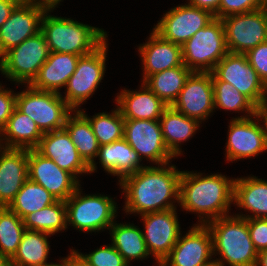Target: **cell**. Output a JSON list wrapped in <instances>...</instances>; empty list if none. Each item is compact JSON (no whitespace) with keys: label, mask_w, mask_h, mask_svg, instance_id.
Listing matches in <instances>:
<instances>
[{"label":"cell","mask_w":267,"mask_h":266,"mask_svg":"<svg viewBox=\"0 0 267 266\" xmlns=\"http://www.w3.org/2000/svg\"><path fill=\"white\" fill-rule=\"evenodd\" d=\"M182 171L170 163L149 165L123 178L118 185L124 193L126 214L144 215L177 208Z\"/></svg>","instance_id":"6da1fadb"},{"label":"cell","mask_w":267,"mask_h":266,"mask_svg":"<svg viewBox=\"0 0 267 266\" xmlns=\"http://www.w3.org/2000/svg\"><path fill=\"white\" fill-rule=\"evenodd\" d=\"M234 179L221 173L182 171L178 205L186 212L198 214L199 225L229 215L234 196Z\"/></svg>","instance_id":"7a4b0ae2"},{"label":"cell","mask_w":267,"mask_h":266,"mask_svg":"<svg viewBox=\"0 0 267 266\" xmlns=\"http://www.w3.org/2000/svg\"><path fill=\"white\" fill-rule=\"evenodd\" d=\"M51 12L53 10H46L41 21V32L50 52L85 56L108 40V34L102 28L51 15Z\"/></svg>","instance_id":"3957f363"},{"label":"cell","mask_w":267,"mask_h":266,"mask_svg":"<svg viewBox=\"0 0 267 266\" xmlns=\"http://www.w3.org/2000/svg\"><path fill=\"white\" fill-rule=\"evenodd\" d=\"M214 259L220 266H256L258 251L250 238L247 219L227 215L208 222Z\"/></svg>","instance_id":"277c9868"},{"label":"cell","mask_w":267,"mask_h":266,"mask_svg":"<svg viewBox=\"0 0 267 266\" xmlns=\"http://www.w3.org/2000/svg\"><path fill=\"white\" fill-rule=\"evenodd\" d=\"M65 203L67 227L71 225L81 232L109 230L118 215V205L113 198L96 193L83 195L81 185Z\"/></svg>","instance_id":"5b68a950"},{"label":"cell","mask_w":267,"mask_h":266,"mask_svg":"<svg viewBox=\"0 0 267 266\" xmlns=\"http://www.w3.org/2000/svg\"><path fill=\"white\" fill-rule=\"evenodd\" d=\"M181 46L187 68L192 72H212L228 53L222 20L214 18Z\"/></svg>","instance_id":"8992f818"},{"label":"cell","mask_w":267,"mask_h":266,"mask_svg":"<svg viewBox=\"0 0 267 266\" xmlns=\"http://www.w3.org/2000/svg\"><path fill=\"white\" fill-rule=\"evenodd\" d=\"M17 92L16 108L31 118L44 133L64 128L68 115L73 110L61 97V93L37 90L30 85Z\"/></svg>","instance_id":"52a82bcc"},{"label":"cell","mask_w":267,"mask_h":266,"mask_svg":"<svg viewBox=\"0 0 267 266\" xmlns=\"http://www.w3.org/2000/svg\"><path fill=\"white\" fill-rule=\"evenodd\" d=\"M50 51L42 32L28 38L3 54L0 72L16 85H29L41 66L47 61Z\"/></svg>","instance_id":"ba28073f"},{"label":"cell","mask_w":267,"mask_h":266,"mask_svg":"<svg viewBox=\"0 0 267 266\" xmlns=\"http://www.w3.org/2000/svg\"><path fill=\"white\" fill-rule=\"evenodd\" d=\"M108 41L106 40L93 53L81 56L76 70L69 78L65 96L61 97L73 111H79L81 105L92 97L103 80L106 71V58L108 56Z\"/></svg>","instance_id":"9c48e42d"},{"label":"cell","mask_w":267,"mask_h":266,"mask_svg":"<svg viewBox=\"0 0 267 266\" xmlns=\"http://www.w3.org/2000/svg\"><path fill=\"white\" fill-rule=\"evenodd\" d=\"M228 52L245 54L267 41V14L261 9L221 19Z\"/></svg>","instance_id":"30bf717a"},{"label":"cell","mask_w":267,"mask_h":266,"mask_svg":"<svg viewBox=\"0 0 267 266\" xmlns=\"http://www.w3.org/2000/svg\"><path fill=\"white\" fill-rule=\"evenodd\" d=\"M124 139L141 160L158 166L175 159L164 142L159 120H125Z\"/></svg>","instance_id":"8fae6325"},{"label":"cell","mask_w":267,"mask_h":266,"mask_svg":"<svg viewBox=\"0 0 267 266\" xmlns=\"http://www.w3.org/2000/svg\"><path fill=\"white\" fill-rule=\"evenodd\" d=\"M212 73L220 80L232 84L257 108H260L266 85L249 64L245 54L228 52Z\"/></svg>","instance_id":"7c38bea8"},{"label":"cell","mask_w":267,"mask_h":266,"mask_svg":"<svg viewBox=\"0 0 267 266\" xmlns=\"http://www.w3.org/2000/svg\"><path fill=\"white\" fill-rule=\"evenodd\" d=\"M176 210L177 208L141 215L146 247L157 266L170 254L182 232Z\"/></svg>","instance_id":"4fadbf2b"},{"label":"cell","mask_w":267,"mask_h":266,"mask_svg":"<svg viewBox=\"0 0 267 266\" xmlns=\"http://www.w3.org/2000/svg\"><path fill=\"white\" fill-rule=\"evenodd\" d=\"M260 122L257 113L249 118L230 120L225 148L227 161L244 160L267 151L265 130Z\"/></svg>","instance_id":"5bb4252c"},{"label":"cell","mask_w":267,"mask_h":266,"mask_svg":"<svg viewBox=\"0 0 267 266\" xmlns=\"http://www.w3.org/2000/svg\"><path fill=\"white\" fill-rule=\"evenodd\" d=\"M213 19L214 15L209 11L185 3L164 13L153 30L162 38L183 45Z\"/></svg>","instance_id":"9a60e30c"},{"label":"cell","mask_w":267,"mask_h":266,"mask_svg":"<svg viewBox=\"0 0 267 266\" xmlns=\"http://www.w3.org/2000/svg\"><path fill=\"white\" fill-rule=\"evenodd\" d=\"M180 234L170 254L159 266H204L214 261L213 238L207 225L193 224Z\"/></svg>","instance_id":"2e32d148"},{"label":"cell","mask_w":267,"mask_h":266,"mask_svg":"<svg viewBox=\"0 0 267 266\" xmlns=\"http://www.w3.org/2000/svg\"><path fill=\"white\" fill-rule=\"evenodd\" d=\"M172 107L201 124L208 120L215 111L212 72H192Z\"/></svg>","instance_id":"e0dca14e"},{"label":"cell","mask_w":267,"mask_h":266,"mask_svg":"<svg viewBox=\"0 0 267 266\" xmlns=\"http://www.w3.org/2000/svg\"><path fill=\"white\" fill-rule=\"evenodd\" d=\"M28 178L61 201H66L80 186L79 179L35 149H28Z\"/></svg>","instance_id":"ac0fdd59"},{"label":"cell","mask_w":267,"mask_h":266,"mask_svg":"<svg viewBox=\"0 0 267 266\" xmlns=\"http://www.w3.org/2000/svg\"><path fill=\"white\" fill-rule=\"evenodd\" d=\"M46 10L42 6L21 0L0 27V52L4 54L41 32V21Z\"/></svg>","instance_id":"d6986e66"},{"label":"cell","mask_w":267,"mask_h":266,"mask_svg":"<svg viewBox=\"0 0 267 266\" xmlns=\"http://www.w3.org/2000/svg\"><path fill=\"white\" fill-rule=\"evenodd\" d=\"M35 150L77 179L79 175L90 174L89 165L79 155L65 128L44 133Z\"/></svg>","instance_id":"ffe728a7"},{"label":"cell","mask_w":267,"mask_h":266,"mask_svg":"<svg viewBox=\"0 0 267 266\" xmlns=\"http://www.w3.org/2000/svg\"><path fill=\"white\" fill-rule=\"evenodd\" d=\"M28 179V149L0 146V207H8Z\"/></svg>","instance_id":"44dd1931"},{"label":"cell","mask_w":267,"mask_h":266,"mask_svg":"<svg viewBox=\"0 0 267 266\" xmlns=\"http://www.w3.org/2000/svg\"><path fill=\"white\" fill-rule=\"evenodd\" d=\"M148 41L138 46L144 82L150 75L183 65L182 46L162 38L153 29Z\"/></svg>","instance_id":"7402d4cb"},{"label":"cell","mask_w":267,"mask_h":266,"mask_svg":"<svg viewBox=\"0 0 267 266\" xmlns=\"http://www.w3.org/2000/svg\"><path fill=\"white\" fill-rule=\"evenodd\" d=\"M137 91L123 89L115 102L124 120H159L168 107L143 82Z\"/></svg>","instance_id":"603a6c76"},{"label":"cell","mask_w":267,"mask_h":266,"mask_svg":"<svg viewBox=\"0 0 267 266\" xmlns=\"http://www.w3.org/2000/svg\"><path fill=\"white\" fill-rule=\"evenodd\" d=\"M80 57L68 53L50 52L47 61L29 85L37 90L61 93L59 91L62 87H66Z\"/></svg>","instance_id":"cb8c5ba5"},{"label":"cell","mask_w":267,"mask_h":266,"mask_svg":"<svg viewBox=\"0 0 267 266\" xmlns=\"http://www.w3.org/2000/svg\"><path fill=\"white\" fill-rule=\"evenodd\" d=\"M107 174L119 177L120 182L123 178L136 173L147 165L141 164L138 153L122 138L107 145L99 146L96 158Z\"/></svg>","instance_id":"d4e9b609"},{"label":"cell","mask_w":267,"mask_h":266,"mask_svg":"<svg viewBox=\"0 0 267 266\" xmlns=\"http://www.w3.org/2000/svg\"><path fill=\"white\" fill-rule=\"evenodd\" d=\"M233 204L251 215L235 214L241 218H267V180L256 176L234 179Z\"/></svg>","instance_id":"484cf974"},{"label":"cell","mask_w":267,"mask_h":266,"mask_svg":"<svg viewBox=\"0 0 267 266\" xmlns=\"http://www.w3.org/2000/svg\"><path fill=\"white\" fill-rule=\"evenodd\" d=\"M43 133L37 124L16 107L0 132V146L4 148L35 149Z\"/></svg>","instance_id":"4316f807"},{"label":"cell","mask_w":267,"mask_h":266,"mask_svg":"<svg viewBox=\"0 0 267 266\" xmlns=\"http://www.w3.org/2000/svg\"><path fill=\"white\" fill-rule=\"evenodd\" d=\"M164 142L175 156L183 154L180 144L188 141L199 130L201 123L168 106L159 119Z\"/></svg>","instance_id":"83f0119b"},{"label":"cell","mask_w":267,"mask_h":266,"mask_svg":"<svg viewBox=\"0 0 267 266\" xmlns=\"http://www.w3.org/2000/svg\"><path fill=\"white\" fill-rule=\"evenodd\" d=\"M64 128L70 135L79 155L89 165L90 174L94 173L97 170L98 162L95 158L100 145L89 119L80 110L73 111L68 115Z\"/></svg>","instance_id":"f1b7e54d"},{"label":"cell","mask_w":267,"mask_h":266,"mask_svg":"<svg viewBox=\"0 0 267 266\" xmlns=\"http://www.w3.org/2000/svg\"><path fill=\"white\" fill-rule=\"evenodd\" d=\"M109 228L111 244L130 265L133 260H143L150 257L143 237V231L133 223H116ZM149 255V256H148Z\"/></svg>","instance_id":"f546056e"},{"label":"cell","mask_w":267,"mask_h":266,"mask_svg":"<svg viewBox=\"0 0 267 266\" xmlns=\"http://www.w3.org/2000/svg\"><path fill=\"white\" fill-rule=\"evenodd\" d=\"M48 237L45 232L25 229L21 242L14 256L9 260L10 266H51L47 263L50 252Z\"/></svg>","instance_id":"4dcf8cb0"},{"label":"cell","mask_w":267,"mask_h":266,"mask_svg":"<svg viewBox=\"0 0 267 266\" xmlns=\"http://www.w3.org/2000/svg\"><path fill=\"white\" fill-rule=\"evenodd\" d=\"M192 71L184 64L150 75L144 83L165 104L172 106Z\"/></svg>","instance_id":"1f68e13d"},{"label":"cell","mask_w":267,"mask_h":266,"mask_svg":"<svg viewBox=\"0 0 267 266\" xmlns=\"http://www.w3.org/2000/svg\"><path fill=\"white\" fill-rule=\"evenodd\" d=\"M212 83L214 89V108L216 110L218 108L230 112L245 113L235 117V119L249 118L257 113L258 108L232 84L220 81L213 73Z\"/></svg>","instance_id":"d6a6232c"},{"label":"cell","mask_w":267,"mask_h":266,"mask_svg":"<svg viewBox=\"0 0 267 266\" xmlns=\"http://www.w3.org/2000/svg\"><path fill=\"white\" fill-rule=\"evenodd\" d=\"M23 224L26 229L45 232L52 236L65 231L68 228L65 201L57 200L41 210L29 213L23 218Z\"/></svg>","instance_id":"836d02e7"},{"label":"cell","mask_w":267,"mask_h":266,"mask_svg":"<svg viewBox=\"0 0 267 266\" xmlns=\"http://www.w3.org/2000/svg\"><path fill=\"white\" fill-rule=\"evenodd\" d=\"M56 201L44 187L28 178L8 208L23 219L29 213L41 210Z\"/></svg>","instance_id":"e575fe53"},{"label":"cell","mask_w":267,"mask_h":266,"mask_svg":"<svg viewBox=\"0 0 267 266\" xmlns=\"http://www.w3.org/2000/svg\"><path fill=\"white\" fill-rule=\"evenodd\" d=\"M80 111L89 119L93 133L100 146L124 138V118L118 108L111 113L100 112L89 117L81 108Z\"/></svg>","instance_id":"d590c367"},{"label":"cell","mask_w":267,"mask_h":266,"mask_svg":"<svg viewBox=\"0 0 267 266\" xmlns=\"http://www.w3.org/2000/svg\"><path fill=\"white\" fill-rule=\"evenodd\" d=\"M23 219L8 207H0V252L10 260L25 231Z\"/></svg>","instance_id":"8d00e7d4"},{"label":"cell","mask_w":267,"mask_h":266,"mask_svg":"<svg viewBox=\"0 0 267 266\" xmlns=\"http://www.w3.org/2000/svg\"><path fill=\"white\" fill-rule=\"evenodd\" d=\"M86 266H129L122 255L111 244L103 245L89 254L70 249Z\"/></svg>","instance_id":"74e56055"},{"label":"cell","mask_w":267,"mask_h":266,"mask_svg":"<svg viewBox=\"0 0 267 266\" xmlns=\"http://www.w3.org/2000/svg\"><path fill=\"white\" fill-rule=\"evenodd\" d=\"M260 8V0H220L214 18L223 19L233 14L248 13Z\"/></svg>","instance_id":"f35d334b"},{"label":"cell","mask_w":267,"mask_h":266,"mask_svg":"<svg viewBox=\"0 0 267 266\" xmlns=\"http://www.w3.org/2000/svg\"><path fill=\"white\" fill-rule=\"evenodd\" d=\"M249 64L257 72L261 80L267 85V41L245 53Z\"/></svg>","instance_id":"ab89813d"},{"label":"cell","mask_w":267,"mask_h":266,"mask_svg":"<svg viewBox=\"0 0 267 266\" xmlns=\"http://www.w3.org/2000/svg\"><path fill=\"white\" fill-rule=\"evenodd\" d=\"M247 226L255 249L260 252L267 249V218H248Z\"/></svg>","instance_id":"60d3db41"},{"label":"cell","mask_w":267,"mask_h":266,"mask_svg":"<svg viewBox=\"0 0 267 266\" xmlns=\"http://www.w3.org/2000/svg\"><path fill=\"white\" fill-rule=\"evenodd\" d=\"M5 89L0 84V132L5 127L7 120L12 115L14 108L16 107V95L13 90Z\"/></svg>","instance_id":"b9f144b4"},{"label":"cell","mask_w":267,"mask_h":266,"mask_svg":"<svg viewBox=\"0 0 267 266\" xmlns=\"http://www.w3.org/2000/svg\"><path fill=\"white\" fill-rule=\"evenodd\" d=\"M188 1V0H187ZM189 5L209 11L215 15L219 8L220 0H189Z\"/></svg>","instance_id":"7bdbcfd3"},{"label":"cell","mask_w":267,"mask_h":266,"mask_svg":"<svg viewBox=\"0 0 267 266\" xmlns=\"http://www.w3.org/2000/svg\"><path fill=\"white\" fill-rule=\"evenodd\" d=\"M21 0H0V27L9 18L12 10Z\"/></svg>","instance_id":"ee69618b"},{"label":"cell","mask_w":267,"mask_h":266,"mask_svg":"<svg viewBox=\"0 0 267 266\" xmlns=\"http://www.w3.org/2000/svg\"><path fill=\"white\" fill-rule=\"evenodd\" d=\"M51 266H79V258L70 250V254L63 257L59 263H54Z\"/></svg>","instance_id":"f6af8a7d"},{"label":"cell","mask_w":267,"mask_h":266,"mask_svg":"<svg viewBox=\"0 0 267 266\" xmlns=\"http://www.w3.org/2000/svg\"><path fill=\"white\" fill-rule=\"evenodd\" d=\"M35 5L42 6L47 10H54L62 0H27Z\"/></svg>","instance_id":"bcb514c9"},{"label":"cell","mask_w":267,"mask_h":266,"mask_svg":"<svg viewBox=\"0 0 267 266\" xmlns=\"http://www.w3.org/2000/svg\"><path fill=\"white\" fill-rule=\"evenodd\" d=\"M256 266H267V249L258 252Z\"/></svg>","instance_id":"7dc6e473"},{"label":"cell","mask_w":267,"mask_h":266,"mask_svg":"<svg viewBox=\"0 0 267 266\" xmlns=\"http://www.w3.org/2000/svg\"><path fill=\"white\" fill-rule=\"evenodd\" d=\"M257 113H267V85L265 88V95L263 99V103L260 108H258Z\"/></svg>","instance_id":"c3c4849f"},{"label":"cell","mask_w":267,"mask_h":266,"mask_svg":"<svg viewBox=\"0 0 267 266\" xmlns=\"http://www.w3.org/2000/svg\"><path fill=\"white\" fill-rule=\"evenodd\" d=\"M261 119V123H263L265 135L267 139V113H257Z\"/></svg>","instance_id":"681fc988"},{"label":"cell","mask_w":267,"mask_h":266,"mask_svg":"<svg viewBox=\"0 0 267 266\" xmlns=\"http://www.w3.org/2000/svg\"><path fill=\"white\" fill-rule=\"evenodd\" d=\"M0 266H10L9 260L0 252Z\"/></svg>","instance_id":"f907efd6"},{"label":"cell","mask_w":267,"mask_h":266,"mask_svg":"<svg viewBox=\"0 0 267 266\" xmlns=\"http://www.w3.org/2000/svg\"><path fill=\"white\" fill-rule=\"evenodd\" d=\"M267 14V0H260V8Z\"/></svg>","instance_id":"816d5d0a"},{"label":"cell","mask_w":267,"mask_h":266,"mask_svg":"<svg viewBox=\"0 0 267 266\" xmlns=\"http://www.w3.org/2000/svg\"><path fill=\"white\" fill-rule=\"evenodd\" d=\"M204 266H220L215 260Z\"/></svg>","instance_id":"f5cc1de1"},{"label":"cell","mask_w":267,"mask_h":266,"mask_svg":"<svg viewBox=\"0 0 267 266\" xmlns=\"http://www.w3.org/2000/svg\"><path fill=\"white\" fill-rule=\"evenodd\" d=\"M2 61H3V54L0 52V69H1V66H2Z\"/></svg>","instance_id":"db71d44e"},{"label":"cell","mask_w":267,"mask_h":266,"mask_svg":"<svg viewBox=\"0 0 267 266\" xmlns=\"http://www.w3.org/2000/svg\"><path fill=\"white\" fill-rule=\"evenodd\" d=\"M79 266H86V265L79 259Z\"/></svg>","instance_id":"11a10c76"}]
</instances>
